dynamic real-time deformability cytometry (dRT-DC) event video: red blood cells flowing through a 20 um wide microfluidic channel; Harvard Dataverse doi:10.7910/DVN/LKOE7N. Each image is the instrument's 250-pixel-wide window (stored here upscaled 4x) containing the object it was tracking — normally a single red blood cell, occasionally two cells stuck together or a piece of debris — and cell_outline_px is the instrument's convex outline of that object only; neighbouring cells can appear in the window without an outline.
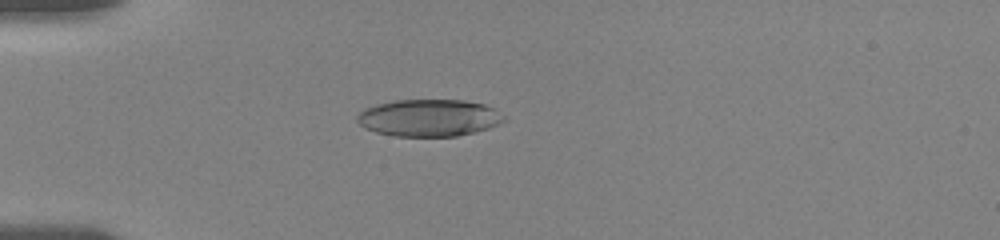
{"species": "human", "species_latin": "Homo sapiens", "temperature_condition": "room temperature", "stored_images_in_passage": 57, "camera_frame_rate_fps": 3000, "um_per_image_px": 0.085, "donor": {"sex": "female"}, "frame": {"image": 1, "passage_image": 17, "time_ms": 5.333, "image_size_px": [1000, 240], "cell_outline_px": [[508, 120], [488, 128], [456, 136], [396, 136], [376, 132], [364, 128], [356, 120], [356, 116], [364, 108], [376, 104], [396, 100], [464, 100], [484, 104], [496, 108]], "centroid_in_image_um": [36.47, 10.01], "position_along_channel_um": 48.5, "area_um2": 31.85}}
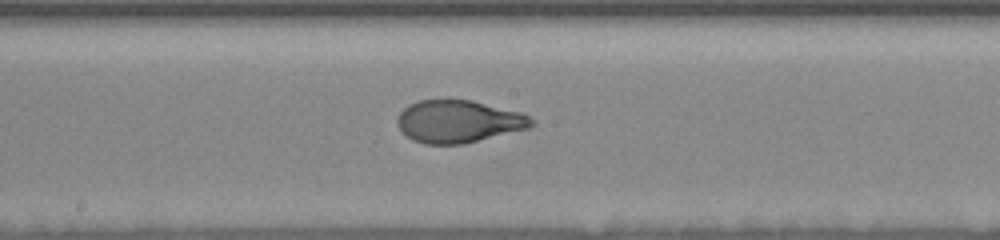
{"frame": {"image": 2, "passage_image": 32, "time_ms": 10.333, "image_size_px": [1000, 240], "cell_outline_px": [[536, 124], [528, 128], [464, 144], [424, 144], [412, 140], [396, 124], [396, 120], [400, 112], [408, 104], [420, 100], [472, 100], [520, 112], [528, 116]], "centroid_in_image_um": [38.95, 10.32], "position_along_channel_um": 209.2, "area_um2": 33.06}}
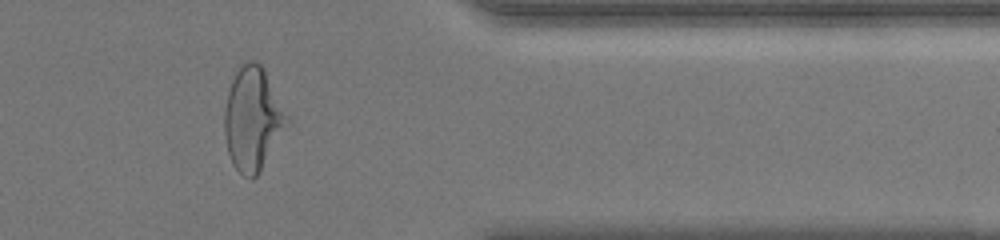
{"frame": {"image": 3, "passage_image": 48, "time_ms": 15.667, "image_size_px": [1000, 240], "cell_outline_px": [[292, 120], [256, 176], [252, 180], [244, 176], [232, 164], [228, 152], [224, 132], [224, 112], [228, 92], [232, 80], [240, 64], [248, 60], [256, 60], [264, 68], [292, 116]], "centroid_in_image_um": [21.53, 10.07], "position_along_channel_um": 389.9, "area_um2": 38.38}, "authors_computed_cell_mechanics": {"area_um2": 33.9286, "velocity_mm_per_s": 3.6189, "shape_relaxation_time_tau1_ms": 4.8288, "shape_relaxation_time_tau2_ms": null, "deformation_change_tau1": 0.2046, "deformation_change_tau2": null}}